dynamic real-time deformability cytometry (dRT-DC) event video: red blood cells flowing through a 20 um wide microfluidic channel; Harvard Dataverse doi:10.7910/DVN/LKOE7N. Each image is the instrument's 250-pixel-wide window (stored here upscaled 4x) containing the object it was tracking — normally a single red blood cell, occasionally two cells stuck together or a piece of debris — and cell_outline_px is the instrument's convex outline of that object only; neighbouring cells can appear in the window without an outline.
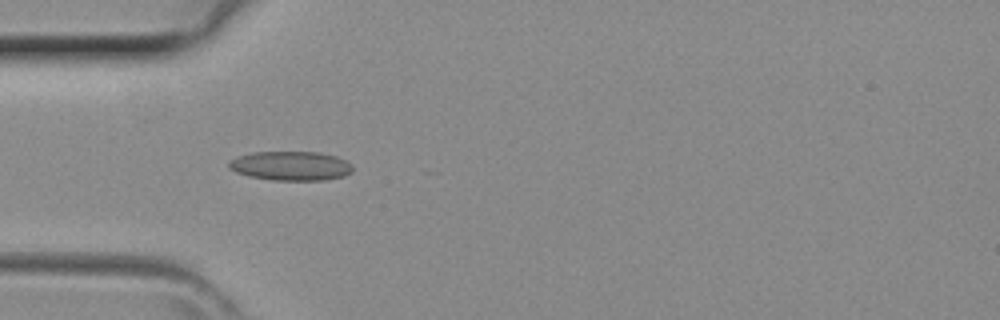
{"species": "common noctule bat (a hibernating species)", "species_latin": "Nyctalus noctula", "temperature_condition": "room temperature", "stored_images_in_passage": 20, "camera_frame_rate_fps": 3000, "um_per_image_px": 0.085, "animal": {"sex": "female", "body_mass_g": 29.2, "forearm_length_mm": 56.3}, "frame": {"image": 1, "passage_image": 13, "time_ms": 4.0, "image_size_px": [1000, 320], "cell_outline_px": [[352, 172], [344, 176], [324, 180], [272, 180], [248, 176], [236, 172], [228, 168], [228, 160], [236, 156], [252, 152], [320, 152], [336, 156], [352, 164]], "centroid_in_image_um": [24.68, 14.09], "position_along_channel_um": 60.3, "area_um2": 21.27}}
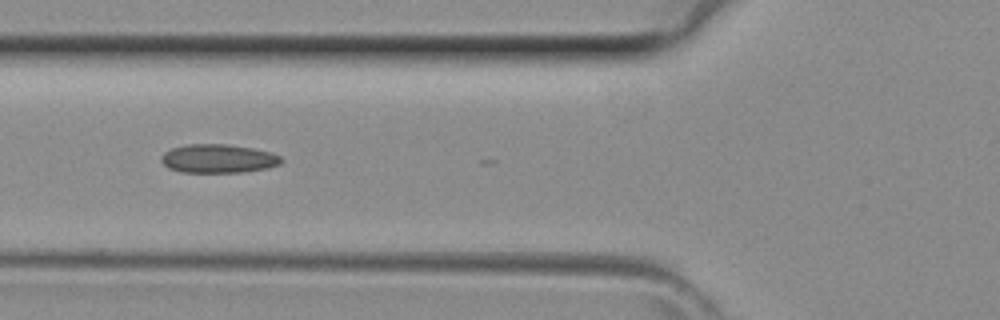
{"frame": {"image": 2, "passage_image": 16, "time_ms": 5.0, "image_size_px": [1000, 320], "cell_outline_px": [[284, 160], [280, 164], [268, 168], [240, 172], [180, 172], [168, 168], [160, 160], [160, 156], [164, 152], [172, 148], [188, 144], [224, 144], [252, 148], [272, 152], [280, 156]], "centroid_in_image_um": [18.54, 13.48], "position_along_channel_um": 107.3, "area_um2": 20.11}}
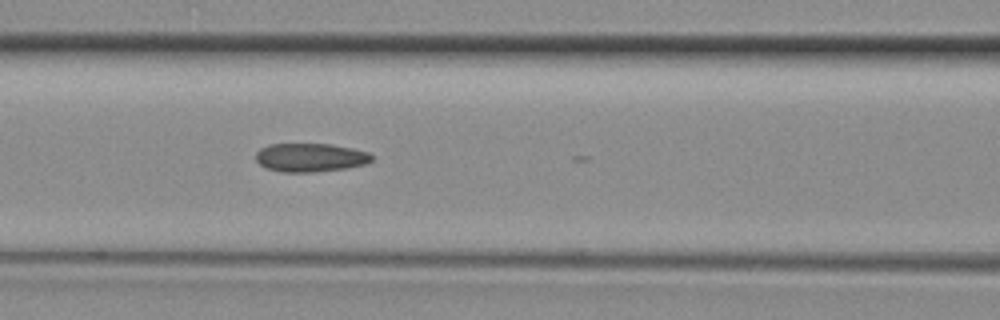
{"frame": {"image": 3, "passage_image": 18, "time_ms": 5.667, "image_size_px": [1000, 320], "cell_outline_px": [[372, 160], [368, 164], [348, 168], [312, 172], [280, 172], [268, 168], [260, 164], [256, 160], [256, 152], [260, 148], [268, 144], [332, 144], [352, 148], [368, 152], [372, 156]], "centroid_in_image_um": [26.39, 13.39], "position_along_channel_um": 140.2, "area_um2": 19.42}}